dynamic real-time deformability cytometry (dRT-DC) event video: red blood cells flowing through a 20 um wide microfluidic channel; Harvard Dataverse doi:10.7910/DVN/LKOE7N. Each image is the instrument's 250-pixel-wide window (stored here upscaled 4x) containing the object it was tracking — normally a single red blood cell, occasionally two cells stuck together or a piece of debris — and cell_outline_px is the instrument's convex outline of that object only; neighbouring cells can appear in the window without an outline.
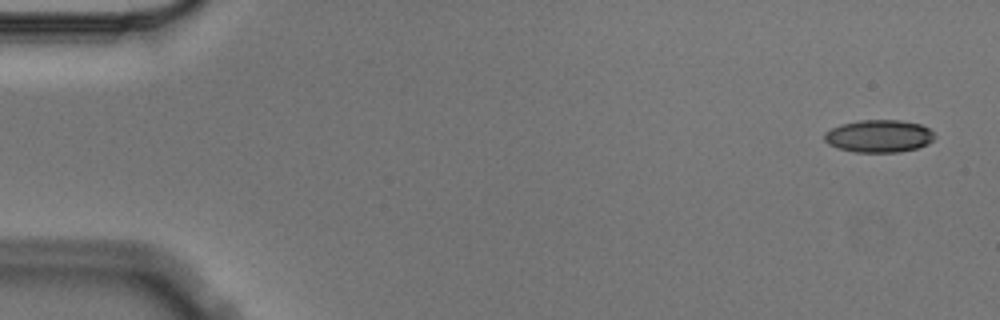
{"species": "Egyptian fruit bat (a non-hibernating species)", "species_latin": "Rousettus aegyptiacus", "temperature_condition": "cold", "stored_images_in_passage": 5, "camera_frame_rate_fps": 3000, "um_per_image_px": 0.085, "animal": {"sex": "male"}, "frame": {"image": 1, "passage_image": 1, "time_ms": 0.0, "image_size_px": [1000, 320], "cell_outline_px": [[936, 136], [928, 144], [916, 148], [900, 152], [856, 152], [836, 148], [828, 144], [824, 140], [824, 132], [840, 124], [860, 120], [900, 120], [920, 124], [928, 128]], "centroid_in_image_um": [74.68, 11.57], "position_along_channel_um": 10.3, "area_um2": 20.98}}
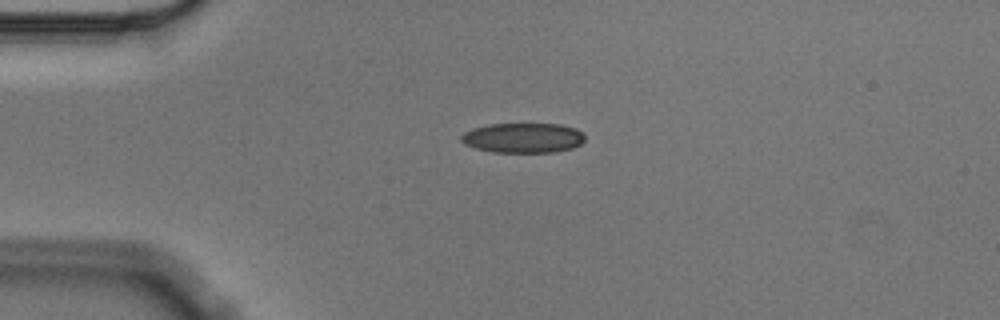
{"frame": {"image": 2, "passage_image": 4, "time_ms": 1.0, "image_size_px": [1000, 320], "cell_outline_px": [[584, 140], [580, 144], [572, 148], [556, 152], [492, 152], [476, 148], [464, 144], [460, 140], [460, 136], [464, 132], [472, 128], [488, 124], [560, 124], [576, 128], [584, 136]], "centroid_in_image_um": [44.43, 11.72], "position_along_channel_um": 40.6, "area_um2": 21.62}}